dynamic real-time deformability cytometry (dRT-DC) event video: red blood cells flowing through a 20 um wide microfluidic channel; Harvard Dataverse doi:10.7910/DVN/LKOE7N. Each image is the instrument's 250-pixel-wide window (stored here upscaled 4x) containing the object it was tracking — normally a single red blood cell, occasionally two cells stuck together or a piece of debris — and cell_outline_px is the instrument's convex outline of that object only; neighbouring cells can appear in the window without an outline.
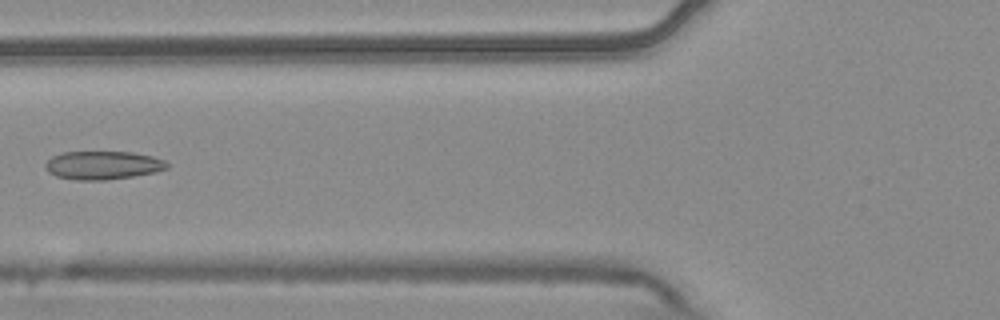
{"species": "common noctule bat (a hibernating species)", "species_latin": "Nyctalus noctula", "temperature_condition": "warm", "stored_images_in_passage": 7, "camera_frame_rate_fps": 3000, "um_per_image_px": 0.085, "animal": {"sex": "male", "body_mass_g": 20.4}, "frame": {"image": 1, "passage_image": 7, "time_ms": 2.0, "image_size_px": [1000, 320], "cell_outline_px": [[168, 168], [156, 172], [132, 176], [104, 180], [76, 180], [56, 176], [48, 172], [44, 168], [44, 164], [52, 156], [60, 152], [132, 152], [152, 156], [164, 160], [168, 164]], "centroid_in_image_um": [8.71, 14.04], "position_along_channel_um": 117.1, "area_um2": 20.17}}